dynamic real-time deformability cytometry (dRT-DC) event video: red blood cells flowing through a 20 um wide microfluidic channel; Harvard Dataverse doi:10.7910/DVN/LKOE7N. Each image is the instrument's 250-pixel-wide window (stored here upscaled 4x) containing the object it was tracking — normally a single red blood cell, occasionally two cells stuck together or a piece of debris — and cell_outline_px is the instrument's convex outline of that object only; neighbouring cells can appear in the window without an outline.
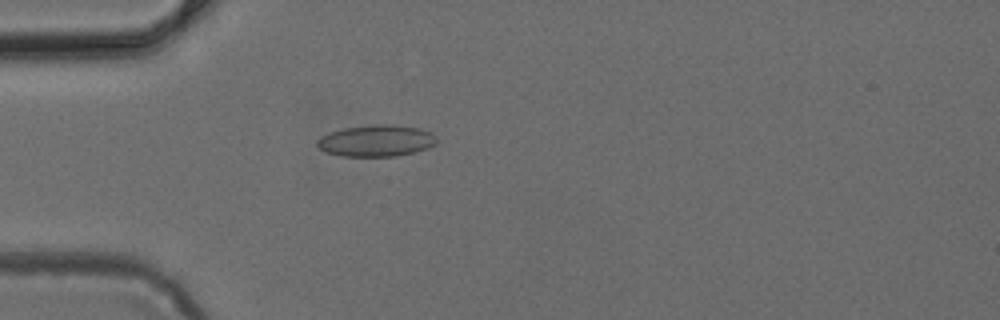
{"species": "common noctule bat (a hibernating species)", "species_latin": "Nyctalus noctula", "temperature_condition": "cold", "stored_images_in_passage": 48, "camera_frame_rate_fps": 3000, "um_per_image_px": 0.085, "animal": {"sex": "female", "body_mass_g": 24.6, "forearm_length_mm": 56.2}, "frame": {"image": 1, "passage_image": 14, "time_ms": 4.333, "image_size_px": [1000, 320], "cell_outline_px": [[436, 144], [428, 148], [396, 156], [340, 156], [324, 152], [316, 144], [316, 140], [320, 136], [328, 132], [344, 128], [372, 124], [396, 124], [420, 128], [432, 132], [436, 136]], "centroid_in_image_um": [31.97, 11.95], "position_along_channel_um": 53.0, "area_um2": 22.31}}
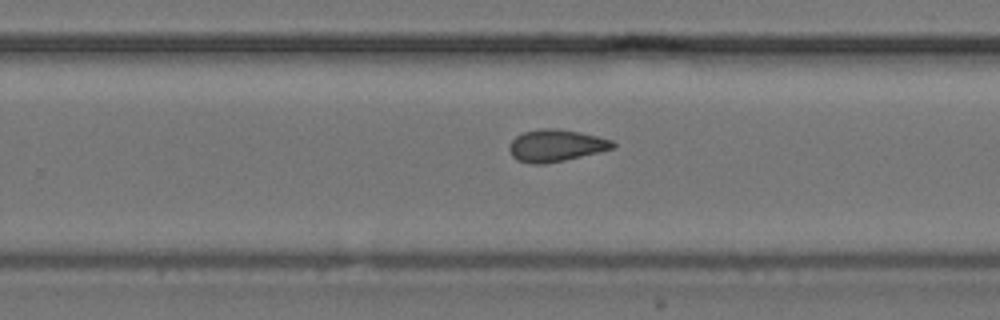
{"frame": {"image": 2, "passage_image": 31, "time_ms": 10.0, "image_size_px": [1000, 320], "cell_outline_px": [[616, 148], [564, 160], [544, 164], [532, 164], [516, 160], [508, 152], [508, 144], [516, 136], [524, 132], [540, 128], [556, 128], [580, 132], [612, 140], [616, 144]], "centroid_in_image_um": [47.22, 12.37], "position_along_channel_um": 282.6, "area_um2": 19.48}}
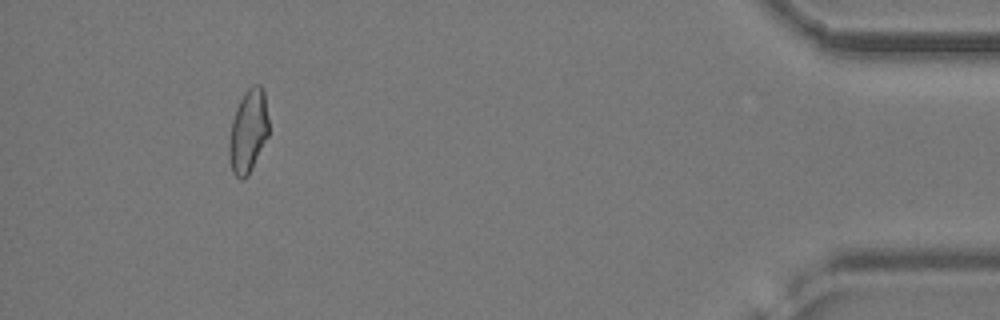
{"frame": {"image": 3, "passage_image": 45, "time_ms": 14.667, "image_size_px": [1000, 320], "cell_outline_px": [[268, 136], [248, 176], [240, 180], [232, 172], [228, 152], [228, 144], [232, 120], [236, 108], [244, 92], [252, 84], [260, 84], [264, 92], [268, 120]], "centroid_in_image_um": [21.08, 11.15], "position_along_channel_um": 414.1, "area_um2": 19.25}}